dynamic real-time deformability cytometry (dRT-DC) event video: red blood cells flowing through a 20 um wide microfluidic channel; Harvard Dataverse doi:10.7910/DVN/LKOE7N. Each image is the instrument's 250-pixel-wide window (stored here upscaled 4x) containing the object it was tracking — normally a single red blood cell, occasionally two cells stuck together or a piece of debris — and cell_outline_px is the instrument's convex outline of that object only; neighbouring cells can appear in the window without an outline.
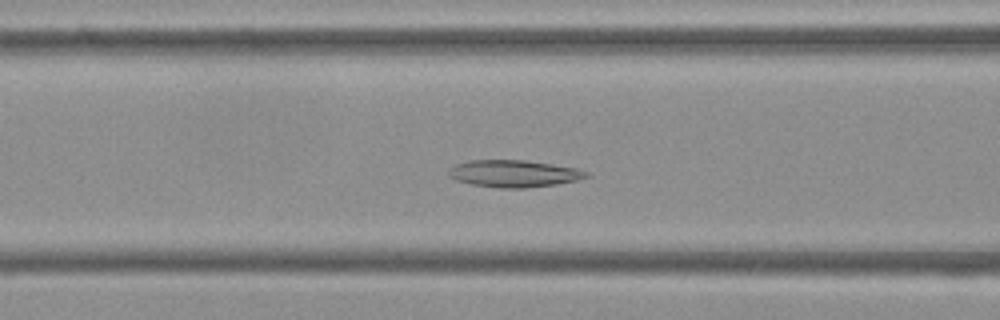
{"species": "Egyptian fruit bat (a non-hibernating species)", "species_latin": "Rousettus aegyptiacus", "temperature_condition": "cold", "stored_images_in_passage": 53, "camera_frame_rate_fps": 3000, "um_per_image_px": 0.085, "frame": {"image": 1, "passage_image": 21, "time_ms": 6.667, "image_size_px": [1000, 320], "cell_outline_px": [[592, 176], [576, 180], [556, 184], [524, 188], [500, 188], [472, 184], [456, 180], [448, 176], [448, 168], [456, 164], [468, 160], [524, 160], [552, 164], [576, 168], [588, 172]], "centroid_in_image_um": [43.66, 14.75], "position_along_channel_um": 122.9, "area_um2": 21.73}}
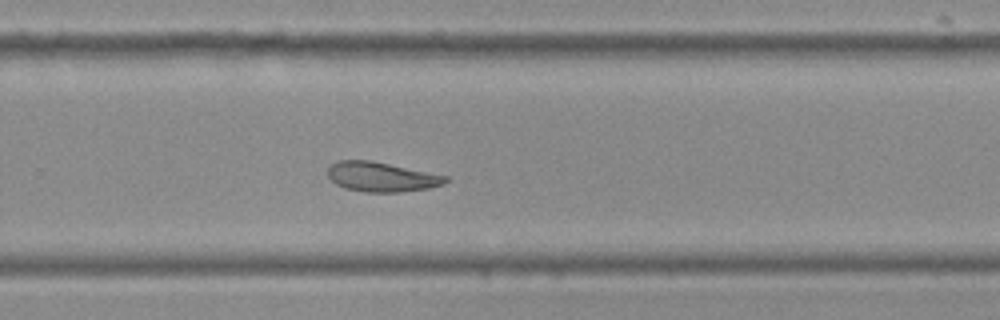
{"frame": {"image": 2, "passage_image": 35, "time_ms": 11.333, "image_size_px": [1000, 320], "cell_outline_px": [[448, 180], [444, 184], [428, 188], [396, 192], [364, 192], [344, 188], [336, 184], [328, 176], [328, 168], [332, 164], [340, 160], [372, 160], [448, 176]], "centroid_in_image_um": [32.42, 15.03], "position_along_channel_um": 297.4, "area_um2": 20.29}}
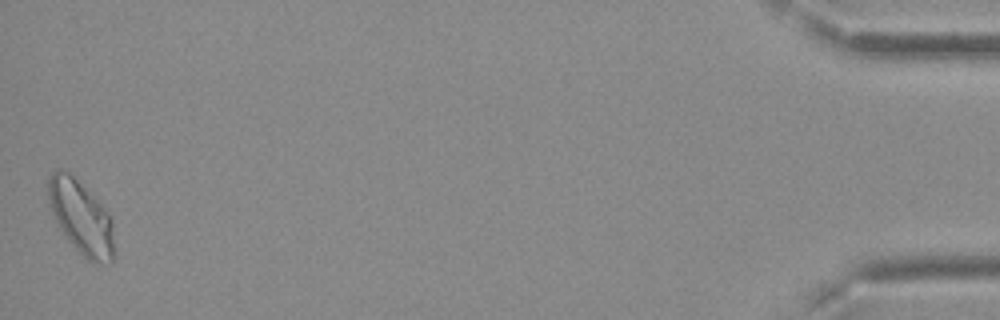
{"frame": {"image": 3, "passage_image": 53, "time_ms": 17.333, "image_size_px": [1000, 320], "cell_outline_px": [[116, 252], [112, 264], [92, 264], [64, 236], [56, 224], [52, 212], [48, 196], [48, 180], [52, 172], [56, 168], [60, 168], [68, 172], [112, 216]], "centroid_in_image_um": [6.93, 18.56], "position_along_channel_um": 428.3, "area_um2": 28.55}, "authors_computed_cell_mechanics": {"area_um2": 22.4842, "velocity_mm_per_s": 3.7383, "shape_relaxation_time_tau1_ms": null, "shape_relaxation_time_tau2_ms": 7.2766, "deformation_change_tau1": null, "deformation_change_tau2": 0.1437}}